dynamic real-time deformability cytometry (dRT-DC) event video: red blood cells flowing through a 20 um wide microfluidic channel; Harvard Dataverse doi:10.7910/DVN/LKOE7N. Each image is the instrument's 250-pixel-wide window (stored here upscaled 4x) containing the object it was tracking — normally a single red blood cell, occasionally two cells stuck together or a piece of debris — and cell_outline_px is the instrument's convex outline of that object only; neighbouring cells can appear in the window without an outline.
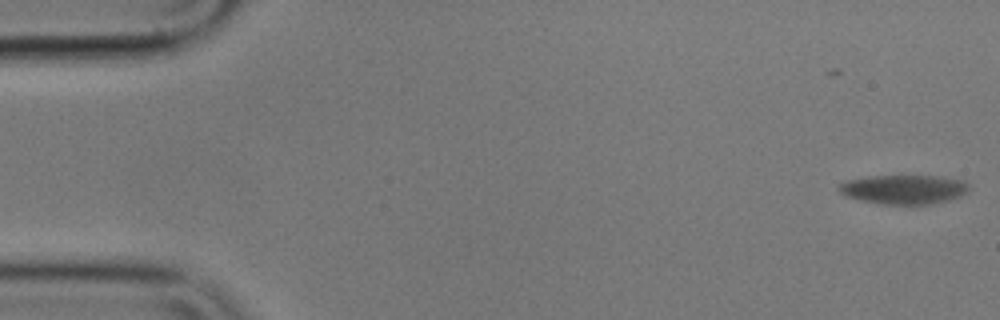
{"species": "common noctule bat (a hibernating species)", "species_latin": "Nyctalus noctula", "temperature_condition": "cold", "stored_images_in_passage": 2, "camera_frame_rate_fps": 3000, "um_per_image_px": 0.085, "animal": {"sex": "male", "body_mass_g": 17.9}, "frame": {"image": 1, "passage_image": 2, "time_ms": 0.333, "image_size_px": [1000, 320], "cell_outline_px": [[968, 192], [960, 196], [948, 200], [932, 204], [880, 204], [860, 200], [844, 196], [836, 188], [844, 180], [868, 176], [936, 176], [964, 180], [968, 184]], "centroid_in_image_um": [76.78, 16.09], "position_along_channel_um": 8.2, "area_um2": 22.31}}